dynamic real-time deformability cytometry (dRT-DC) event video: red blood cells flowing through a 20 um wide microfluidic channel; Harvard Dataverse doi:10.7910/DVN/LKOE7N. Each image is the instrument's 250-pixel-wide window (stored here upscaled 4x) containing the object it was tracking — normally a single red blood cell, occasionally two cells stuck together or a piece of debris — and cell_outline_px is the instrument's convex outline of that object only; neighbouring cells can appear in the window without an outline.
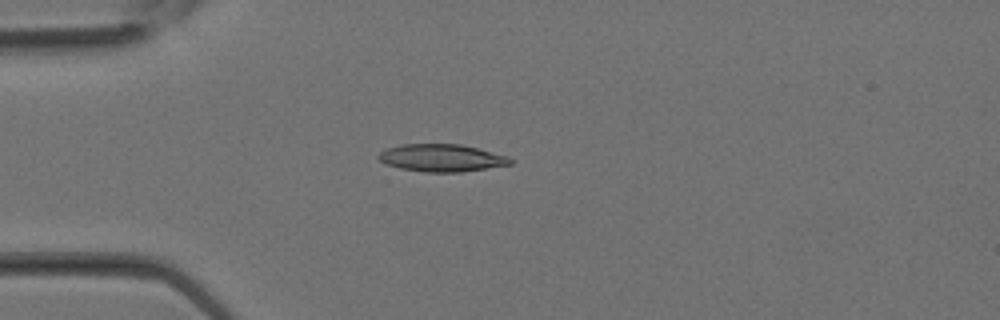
{"species": "Egyptian fruit bat (a non-hibernating species)", "species_latin": "Rousettus aegyptiacus", "temperature_condition": "room temperature", "stored_images_in_passage": 26, "camera_frame_rate_fps": 3000, "um_per_image_px": 0.085, "animal": {"sex": "female"}, "frame": {"image": 1, "passage_image": 2, "time_ms": 0.333, "image_size_px": [1000, 320], "cell_outline_px": [[512, 164], [460, 172], [424, 172], [400, 168], [388, 164], [380, 160], [376, 156], [380, 152], [388, 148], [400, 144], [460, 144], [508, 156], [512, 160]], "centroid_in_image_um": [37.52, 13.42], "position_along_channel_um": 47.5, "area_um2": 20.87}}
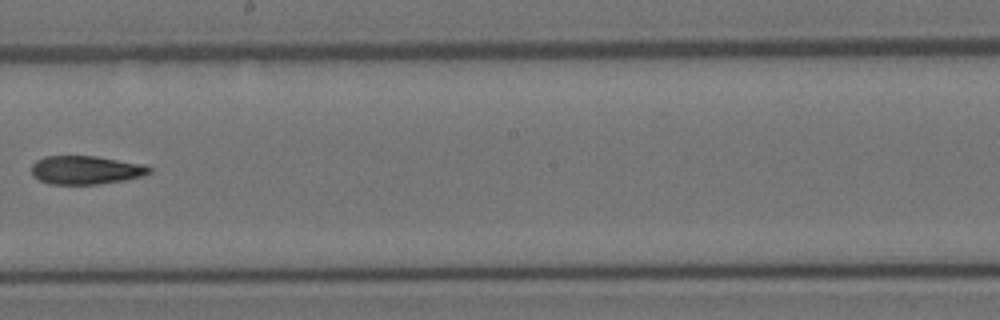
{"frame": {"image": 2, "passage_image": 12, "time_ms": 3.667, "image_size_px": [1000, 320], "cell_outline_px": [[152, 172], [144, 176], [124, 180], [100, 184], [48, 184], [32, 176], [32, 164], [36, 160], [44, 156], [96, 156], [144, 164], [152, 168]], "centroid_in_image_um": [7.31, 14.45], "position_along_channel_um": 240.9, "area_um2": 19.77}}
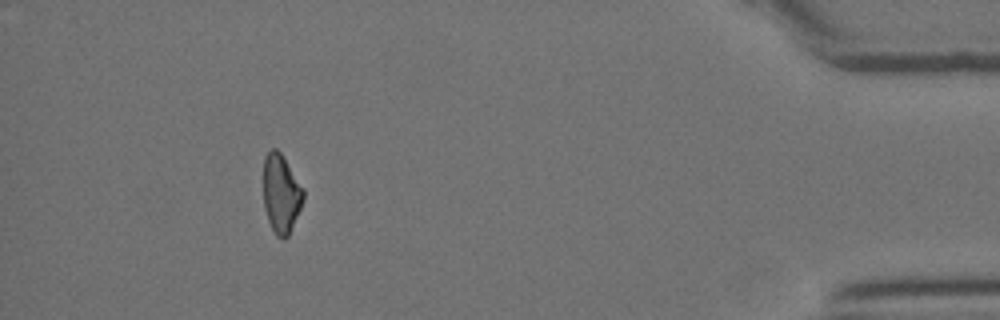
{"frame": {"image": 3, "passage_image": 23, "time_ms": 7.333, "image_size_px": [1000, 320], "cell_outline_px": [[304, 200], [288, 236], [284, 240], [280, 240], [276, 236], [268, 220], [264, 208], [264, 156], [272, 148], [276, 148], [280, 152], [304, 188]], "centroid_in_image_um": [23.9, 16.48], "position_along_channel_um": 411.3, "area_um2": 18.38}}